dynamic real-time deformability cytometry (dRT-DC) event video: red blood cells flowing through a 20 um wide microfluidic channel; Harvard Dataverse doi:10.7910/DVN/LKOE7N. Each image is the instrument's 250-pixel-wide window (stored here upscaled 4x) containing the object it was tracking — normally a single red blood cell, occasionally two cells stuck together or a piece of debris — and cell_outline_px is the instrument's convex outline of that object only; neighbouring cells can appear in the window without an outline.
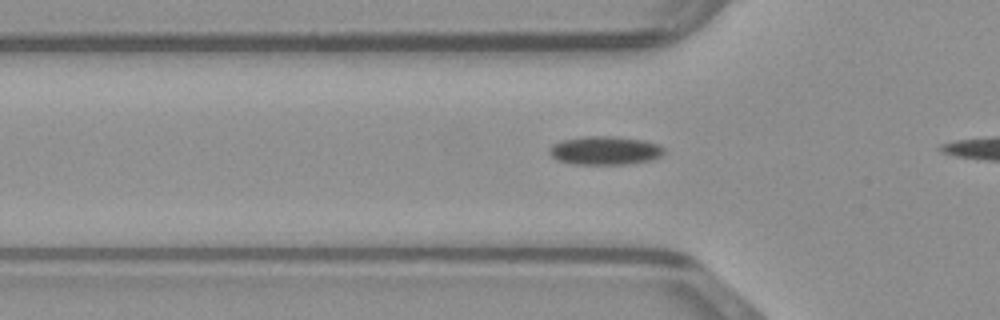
{"species": "common noctule bat (a hibernating species)", "species_latin": "Nyctalus noctula", "temperature_condition": "warm", "stored_images_in_passage": 9, "camera_frame_rate_fps": 3000, "um_per_image_px": 0.085, "animal": {"sex": "male", "body_mass_g": 23.1, "forearm_length_mm": 52.7}, "frame": {"image": 1, "passage_image": 7, "time_ms": 2.0, "image_size_px": [1000, 320], "cell_outline_px": [[664, 152], [660, 156], [652, 160], [628, 164], [572, 164], [556, 160], [548, 152], [548, 148], [552, 144], [564, 140], [584, 136], [608, 136], [640, 140], [656, 144], [664, 148]], "centroid_in_image_um": [51.37, 12.81], "position_along_channel_um": 74.4, "area_um2": 18.96}}